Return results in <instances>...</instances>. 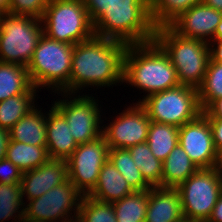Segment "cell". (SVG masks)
Wrapping results in <instances>:
<instances>
[{"mask_svg":"<svg viewBox=\"0 0 222 222\" xmlns=\"http://www.w3.org/2000/svg\"><path fill=\"white\" fill-rule=\"evenodd\" d=\"M94 36L130 44L154 41L149 0H82Z\"/></svg>","mask_w":222,"mask_h":222,"instance_id":"1","label":"cell"},{"mask_svg":"<svg viewBox=\"0 0 222 222\" xmlns=\"http://www.w3.org/2000/svg\"><path fill=\"white\" fill-rule=\"evenodd\" d=\"M126 49L127 44L124 42L97 36L75 44L69 93L76 95L79 90L89 85L110 87L112 84H123Z\"/></svg>","mask_w":222,"mask_h":222,"instance_id":"2","label":"cell"},{"mask_svg":"<svg viewBox=\"0 0 222 222\" xmlns=\"http://www.w3.org/2000/svg\"><path fill=\"white\" fill-rule=\"evenodd\" d=\"M123 82L148 92L146 95L180 85L175 67L155 41L127 45Z\"/></svg>","mask_w":222,"mask_h":222,"instance_id":"3","label":"cell"},{"mask_svg":"<svg viewBox=\"0 0 222 222\" xmlns=\"http://www.w3.org/2000/svg\"><path fill=\"white\" fill-rule=\"evenodd\" d=\"M154 41L168 55L176 69L180 85L198 90L210 61L209 43L183 37L169 25L155 29Z\"/></svg>","mask_w":222,"mask_h":222,"instance_id":"4","label":"cell"},{"mask_svg":"<svg viewBox=\"0 0 222 222\" xmlns=\"http://www.w3.org/2000/svg\"><path fill=\"white\" fill-rule=\"evenodd\" d=\"M74 45L59 42L43 33L33 57L27 65L29 78L34 87H52L59 94L69 93Z\"/></svg>","mask_w":222,"mask_h":222,"instance_id":"5","label":"cell"},{"mask_svg":"<svg viewBox=\"0 0 222 222\" xmlns=\"http://www.w3.org/2000/svg\"><path fill=\"white\" fill-rule=\"evenodd\" d=\"M41 19L44 34L59 42L75 45L94 36L82 0H50Z\"/></svg>","mask_w":222,"mask_h":222,"instance_id":"6","label":"cell"},{"mask_svg":"<svg viewBox=\"0 0 222 222\" xmlns=\"http://www.w3.org/2000/svg\"><path fill=\"white\" fill-rule=\"evenodd\" d=\"M43 33L42 19L4 14L0 24V62L27 67Z\"/></svg>","mask_w":222,"mask_h":222,"instance_id":"7","label":"cell"},{"mask_svg":"<svg viewBox=\"0 0 222 222\" xmlns=\"http://www.w3.org/2000/svg\"><path fill=\"white\" fill-rule=\"evenodd\" d=\"M138 103L144 107L151 121L177 127L202 113L198 90L183 85L147 95Z\"/></svg>","mask_w":222,"mask_h":222,"instance_id":"8","label":"cell"},{"mask_svg":"<svg viewBox=\"0 0 222 222\" xmlns=\"http://www.w3.org/2000/svg\"><path fill=\"white\" fill-rule=\"evenodd\" d=\"M176 188L184 218L206 222L222 194V181L213 168H199Z\"/></svg>","mask_w":222,"mask_h":222,"instance_id":"9","label":"cell"},{"mask_svg":"<svg viewBox=\"0 0 222 222\" xmlns=\"http://www.w3.org/2000/svg\"><path fill=\"white\" fill-rule=\"evenodd\" d=\"M82 197L83 194L68 179L40 197L29 200V203L24 205L26 207L23 216L43 222H57L60 219L61 222H67L77 218ZM74 210L76 212L72 215L73 212L70 211Z\"/></svg>","mask_w":222,"mask_h":222,"instance_id":"10","label":"cell"},{"mask_svg":"<svg viewBox=\"0 0 222 222\" xmlns=\"http://www.w3.org/2000/svg\"><path fill=\"white\" fill-rule=\"evenodd\" d=\"M109 159V146L103 135L78 144L66 160L68 179L83 194L88 195L96 186L101 167Z\"/></svg>","mask_w":222,"mask_h":222,"instance_id":"11","label":"cell"},{"mask_svg":"<svg viewBox=\"0 0 222 222\" xmlns=\"http://www.w3.org/2000/svg\"><path fill=\"white\" fill-rule=\"evenodd\" d=\"M69 96L58 100L53 106L65 117L71 131V135L77 144L91 142L102 135V128L99 126L101 121L99 106L92 96L84 95L73 96L71 93H63ZM67 94V95H66ZM71 97V98H70ZM73 98V99H72Z\"/></svg>","mask_w":222,"mask_h":222,"instance_id":"12","label":"cell"},{"mask_svg":"<svg viewBox=\"0 0 222 222\" xmlns=\"http://www.w3.org/2000/svg\"><path fill=\"white\" fill-rule=\"evenodd\" d=\"M135 104L118 113L108 126H102V135L109 148L128 149L147 141L151 120L144 107L138 102Z\"/></svg>","mask_w":222,"mask_h":222,"instance_id":"13","label":"cell"},{"mask_svg":"<svg viewBox=\"0 0 222 222\" xmlns=\"http://www.w3.org/2000/svg\"><path fill=\"white\" fill-rule=\"evenodd\" d=\"M178 143L198 168H213L217 151L211 125L203 113L179 127Z\"/></svg>","mask_w":222,"mask_h":222,"instance_id":"14","label":"cell"},{"mask_svg":"<svg viewBox=\"0 0 222 222\" xmlns=\"http://www.w3.org/2000/svg\"><path fill=\"white\" fill-rule=\"evenodd\" d=\"M221 19V12L201 2L182 12L169 26L183 37L200 39L210 44Z\"/></svg>","mask_w":222,"mask_h":222,"instance_id":"15","label":"cell"},{"mask_svg":"<svg viewBox=\"0 0 222 222\" xmlns=\"http://www.w3.org/2000/svg\"><path fill=\"white\" fill-rule=\"evenodd\" d=\"M68 180L66 160L49 159L38 168L26 171L22 175L21 189L28 201L38 198L55 186Z\"/></svg>","mask_w":222,"mask_h":222,"instance_id":"16","label":"cell"},{"mask_svg":"<svg viewBox=\"0 0 222 222\" xmlns=\"http://www.w3.org/2000/svg\"><path fill=\"white\" fill-rule=\"evenodd\" d=\"M77 146L67 120L52 106L46 114V148L49 158L67 160Z\"/></svg>","mask_w":222,"mask_h":222,"instance_id":"17","label":"cell"},{"mask_svg":"<svg viewBox=\"0 0 222 222\" xmlns=\"http://www.w3.org/2000/svg\"><path fill=\"white\" fill-rule=\"evenodd\" d=\"M183 218L177 188L157 186L149 189L145 222H178Z\"/></svg>","mask_w":222,"mask_h":222,"instance_id":"18","label":"cell"},{"mask_svg":"<svg viewBox=\"0 0 222 222\" xmlns=\"http://www.w3.org/2000/svg\"><path fill=\"white\" fill-rule=\"evenodd\" d=\"M133 192L122 174L108 159L101 167L96 186L88 196L102 202L113 203Z\"/></svg>","mask_w":222,"mask_h":222,"instance_id":"19","label":"cell"},{"mask_svg":"<svg viewBox=\"0 0 222 222\" xmlns=\"http://www.w3.org/2000/svg\"><path fill=\"white\" fill-rule=\"evenodd\" d=\"M9 137L34 146L46 145V116L34 107L9 130Z\"/></svg>","mask_w":222,"mask_h":222,"instance_id":"20","label":"cell"},{"mask_svg":"<svg viewBox=\"0 0 222 222\" xmlns=\"http://www.w3.org/2000/svg\"><path fill=\"white\" fill-rule=\"evenodd\" d=\"M198 169L178 143L163 161L162 187L176 188Z\"/></svg>","mask_w":222,"mask_h":222,"instance_id":"21","label":"cell"},{"mask_svg":"<svg viewBox=\"0 0 222 222\" xmlns=\"http://www.w3.org/2000/svg\"><path fill=\"white\" fill-rule=\"evenodd\" d=\"M5 158L17 166L23 173L38 168L50 159L46 145L34 146L10 139Z\"/></svg>","mask_w":222,"mask_h":222,"instance_id":"22","label":"cell"},{"mask_svg":"<svg viewBox=\"0 0 222 222\" xmlns=\"http://www.w3.org/2000/svg\"><path fill=\"white\" fill-rule=\"evenodd\" d=\"M32 87L27 67L0 62V101L25 94Z\"/></svg>","mask_w":222,"mask_h":222,"instance_id":"23","label":"cell"},{"mask_svg":"<svg viewBox=\"0 0 222 222\" xmlns=\"http://www.w3.org/2000/svg\"><path fill=\"white\" fill-rule=\"evenodd\" d=\"M179 127L151 121L148 129L147 144L152 154L164 161L178 144Z\"/></svg>","mask_w":222,"mask_h":222,"instance_id":"24","label":"cell"},{"mask_svg":"<svg viewBox=\"0 0 222 222\" xmlns=\"http://www.w3.org/2000/svg\"><path fill=\"white\" fill-rule=\"evenodd\" d=\"M36 89L33 86L25 94L0 101V128L9 131L24 115L35 107Z\"/></svg>","mask_w":222,"mask_h":222,"instance_id":"25","label":"cell"},{"mask_svg":"<svg viewBox=\"0 0 222 222\" xmlns=\"http://www.w3.org/2000/svg\"><path fill=\"white\" fill-rule=\"evenodd\" d=\"M128 150L144 180L151 187H162L163 162L152 154L147 142L131 146Z\"/></svg>","mask_w":222,"mask_h":222,"instance_id":"26","label":"cell"},{"mask_svg":"<svg viewBox=\"0 0 222 222\" xmlns=\"http://www.w3.org/2000/svg\"><path fill=\"white\" fill-rule=\"evenodd\" d=\"M149 189L134 191L112 203L117 222H145Z\"/></svg>","mask_w":222,"mask_h":222,"instance_id":"27","label":"cell"},{"mask_svg":"<svg viewBox=\"0 0 222 222\" xmlns=\"http://www.w3.org/2000/svg\"><path fill=\"white\" fill-rule=\"evenodd\" d=\"M109 160L134 191H145L151 188L142 177L128 149L109 148Z\"/></svg>","mask_w":222,"mask_h":222,"instance_id":"28","label":"cell"},{"mask_svg":"<svg viewBox=\"0 0 222 222\" xmlns=\"http://www.w3.org/2000/svg\"><path fill=\"white\" fill-rule=\"evenodd\" d=\"M150 15L154 26H167L182 12L202 0H149Z\"/></svg>","mask_w":222,"mask_h":222,"instance_id":"29","label":"cell"},{"mask_svg":"<svg viewBox=\"0 0 222 222\" xmlns=\"http://www.w3.org/2000/svg\"><path fill=\"white\" fill-rule=\"evenodd\" d=\"M222 97V64L209 61L205 78L198 89V100L204 111L214 100Z\"/></svg>","mask_w":222,"mask_h":222,"instance_id":"30","label":"cell"},{"mask_svg":"<svg viewBox=\"0 0 222 222\" xmlns=\"http://www.w3.org/2000/svg\"><path fill=\"white\" fill-rule=\"evenodd\" d=\"M77 218L80 222H117L112 203L83 195Z\"/></svg>","mask_w":222,"mask_h":222,"instance_id":"31","label":"cell"},{"mask_svg":"<svg viewBox=\"0 0 222 222\" xmlns=\"http://www.w3.org/2000/svg\"><path fill=\"white\" fill-rule=\"evenodd\" d=\"M22 198L21 184L0 183V221L18 218L19 222L23 217L24 205ZM22 206V208H21ZM19 208H21L19 210ZM19 210V211H18ZM19 213L18 215L14 213ZM14 214V215H13Z\"/></svg>","mask_w":222,"mask_h":222,"instance_id":"32","label":"cell"},{"mask_svg":"<svg viewBox=\"0 0 222 222\" xmlns=\"http://www.w3.org/2000/svg\"><path fill=\"white\" fill-rule=\"evenodd\" d=\"M50 0H11L10 14L41 19Z\"/></svg>","mask_w":222,"mask_h":222,"instance_id":"33","label":"cell"},{"mask_svg":"<svg viewBox=\"0 0 222 222\" xmlns=\"http://www.w3.org/2000/svg\"><path fill=\"white\" fill-rule=\"evenodd\" d=\"M22 175L23 172L11 161L6 158L0 160V183L20 184Z\"/></svg>","mask_w":222,"mask_h":222,"instance_id":"34","label":"cell"},{"mask_svg":"<svg viewBox=\"0 0 222 222\" xmlns=\"http://www.w3.org/2000/svg\"><path fill=\"white\" fill-rule=\"evenodd\" d=\"M211 125L216 151L222 150V119L208 118Z\"/></svg>","mask_w":222,"mask_h":222,"instance_id":"35","label":"cell"},{"mask_svg":"<svg viewBox=\"0 0 222 222\" xmlns=\"http://www.w3.org/2000/svg\"><path fill=\"white\" fill-rule=\"evenodd\" d=\"M202 113L207 118L222 119V97L214 100Z\"/></svg>","mask_w":222,"mask_h":222,"instance_id":"36","label":"cell"},{"mask_svg":"<svg viewBox=\"0 0 222 222\" xmlns=\"http://www.w3.org/2000/svg\"><path fill=\"white\" fill-rule=\"evenodd\" d=\"M214 45L217 46L215 47ZM209 47H210V59L213 62L222 64V40L210 42Z\"/></svg>","mask_w":222,"mask_h":222,"instance_id":"37","label":"cell"},{"mask_svg":"<svg viewBox=\"0 0 222 222\" xmlns=\"http://www.w3.org/2000/svg\"><path fill=\"white\" fill-rule=\"evenodd\" d=\"M206 222H222V194L219 196L211 215Z\"/></svg>","mask_w":222,"mask_h":222,"instance_id":"38","label":"cell"},{"mask_svg":"<svg viewBox=\"0 0 222 222\" xmlns=\"http://www.w3.org/2000/svg\"><path fill=\"white\" fill-rule=\"evenodd\" d=\"M9 139H10L9 131L0 128V160L5 159L6 157L7 145Z\"/></svg>","mask_w":222,"mask_h":222,"instance_id":"39","label":"cell"},{"mask_svg":"<svg viewBox=\"0 0 222 222\" xmlns=\"http://www.w3.org/2000/svg\"><path fill=\"white\" fill-rule=\"evenodd\" d=\"M213 169L217 173V176L222 181V150H218L216 153V159Z\"/></svg>","mask_w":222,"mask_h":222,"instance_id":"40","label":"cell"},{"mask_svg":"<svg viewBox=\"0 0 222 222\" xmlns=\"http://www.w3.org/2000/svg\"><path fill=\"white\" fill-rule=\"evenodd\" d=\"M202 3L222 13V0H202Z\"/></svg>","mask_w":222,"mask_h":222,"instance_id":"41","label":"cell"},{"mask_svg":"<svg viewBox=\"0 0 222 222\" xmlns=\"http://www.w3.org/2000/svg\"><path fill=\"white\" fill-rule=\"evenodd\" d=\"M10 6H11V0H0V10L3 13H9L10 14Z\"/></svg>","mask_w":222,"mask_h":222,"instance_id":"42","label":"cell"},{"mask_svg":"<svg viewBox=\"0 0 222 222\" xmlns=\"http://www.w3.org/2000/svg\"><path fill=\"white\" fill-rule=\"evenodd\" d=\"M222 40V19L217 26L216 32L213 37V41H220Z\"/></svg>","mask_w":222,"mask_h":222,"instance_id":"43","label":"cell"},{"mask_svg":"<svg viewBox=\"0 0 222 222\" xmlns=\"http://www.w3.org/2000/svg\"><path fill=\"white\" fill-rule=\"evenodd\" d=\"M19 222H43V221H39V220H33L30 218H26V217H22V219Z\"/></svg>","mask_w":222,"mask_h":222,"instance_id":"44","label":"cell"},{"mask_svg":"<svg viewBox=\"0 0 222 222\" xmlns=\"http://www.w3.org/2000/svg\"><path fill=\"white\" fill-rule=\"evenodd\" d=\"M178 222H198V221H193V220H188V219H186V218H183V219H181V220L178 221Z\"/></svg>","mask_w":222,"mask_h":222,"instance_id":"45","label":"cell"},{"mask_svg":"<svg viewBox=\"0 0 222 222\" xmlns=\"http://www.w3.org/2000/svg\"><path fill=\"white\" fill-rule=\"evenodd\" d=\"M67 222H80V220L78 218H75V219H71V220H69Z\"/></svg>","mask_w":222,"mask_h":222,"instance_id":"46","label":"cell"},{"mask_svg":"<svg viewBox=\"0 0 222 222\" xmlns=\"http://www.w3.org/2000/svg\"><path fill=\"white\" fill-rule=\"evenodd\" d=\"M5 13H3L1 10H0V24H1V18L3 17Z\"/></svg>","mask_w":222,"mask_h":222,"instance_id":"47","label":"cell"}]
</instances>
